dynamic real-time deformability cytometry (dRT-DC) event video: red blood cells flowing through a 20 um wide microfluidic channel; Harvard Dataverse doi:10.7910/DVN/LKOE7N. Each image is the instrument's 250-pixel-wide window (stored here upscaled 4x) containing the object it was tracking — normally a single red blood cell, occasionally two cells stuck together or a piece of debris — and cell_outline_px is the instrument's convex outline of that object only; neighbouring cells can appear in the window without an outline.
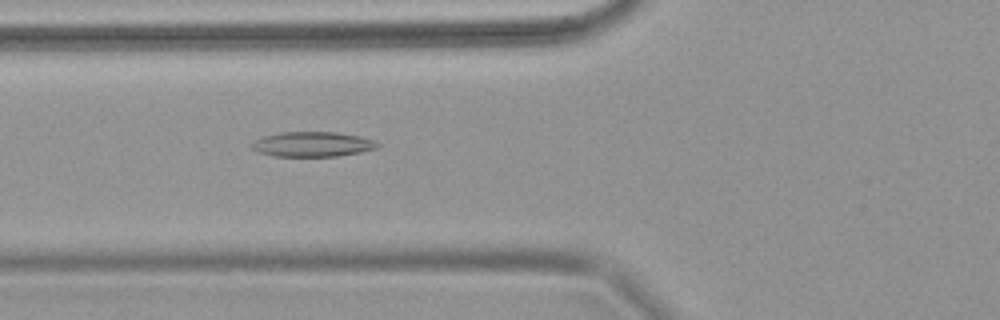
{"species": "common noctule bat (a hibernating species)", "species_latin": "Nyctalus noctula", "temperature_condition": "warm", "stored_images_in_passage": 64, "camera_frame_rate_fps": 3000, "um_per_image_px": 0.085, "animal": {"sex": "female", "body_mass_g": 18.4}, "frame": {"image": 1, "passage_image": 22, "time_ms": 7.0, "image_size_px": [1000, 320], "cell_outline_px": [[380, 144], [376, 148], [360, 152], [336, 156], [276, 156], [260, 152], [252, 148], [252, 144], [256, 140], [264, 136], [280, 132], [336, 132], [360, 136], [372, 140]], "centroid_in_image_um": [26.58, 12.25], "position_along_channel_um": 99.2, "area_um2": 17.98}}
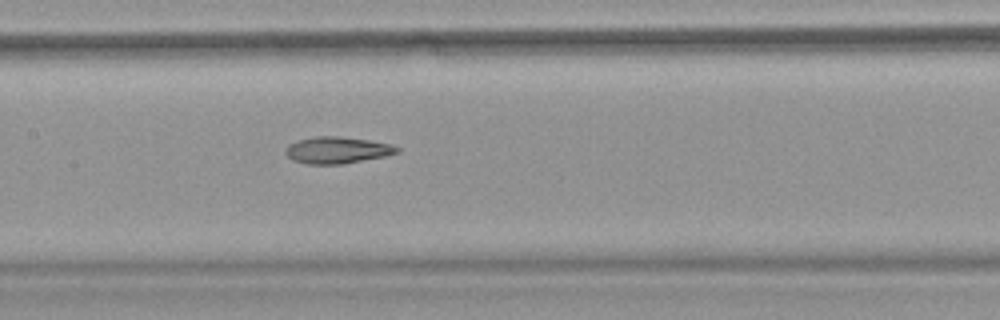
{"frame": {"image": 2, "passage_image": 30, "time_ms": 9.667, "image_size_px": [1000, 320], "cell_outline_px": [[400, 152], [384, 156], [344, 164], [304, 164], [292, 160], [284, 152], [284, 148], [288, 144], [296, 140], [316, 136], [340, 136], [368, 140], [392, 144], [400, 148]], "centroid_in_image_um": [28.62, 12.76], "position_along_channel_um": 178.8, "area_um2": 17.57}}
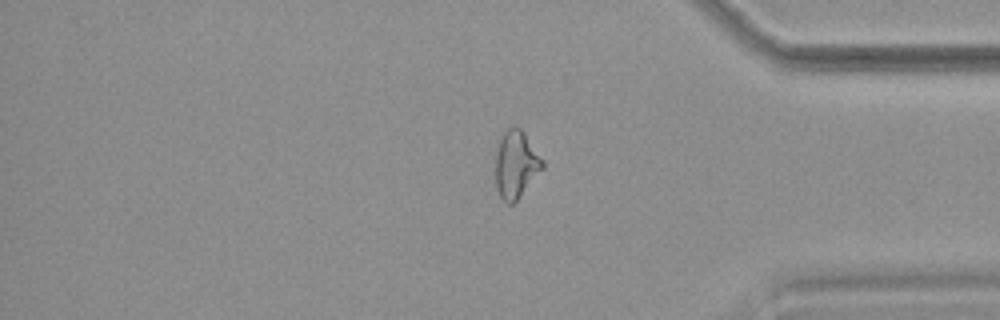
{"frame": {"image": 3, "passage_image": 53, "time_ms": 17.333, "image_size_px": [1000, 320], "cell_outline_px": [[544, 168], [516, 200], [512, 204], [508, 204], [500, 196], [496, 188], [496, 152], [500, 140], [504, 132], [508, 128], [520, 128], [524, 132], [544, 160]], "centroid_in_image_um": [43.87, 13.98], "position_along_channel_um": 391.3, "area_um2": 18.21}}